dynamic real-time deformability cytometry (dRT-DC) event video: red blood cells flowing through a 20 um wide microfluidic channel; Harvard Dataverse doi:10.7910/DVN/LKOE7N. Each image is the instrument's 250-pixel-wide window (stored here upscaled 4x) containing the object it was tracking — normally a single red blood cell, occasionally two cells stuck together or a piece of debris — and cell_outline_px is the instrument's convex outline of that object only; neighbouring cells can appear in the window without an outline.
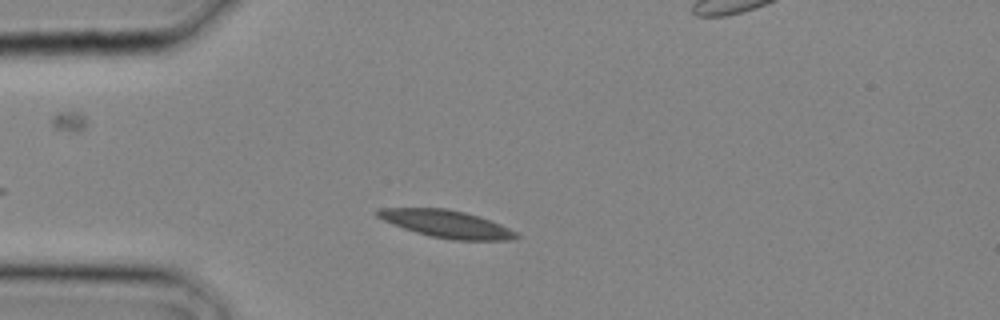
{"species": "common noctule bat (a hibernating species)", "species_latin": "Nyctalus noctula", "temperature_condition": "cold", "stored_images_in_passage": 2, "camera_frame_rate_fps": 3000, "um_per_image_px": 0.085, "animal": {"sex": "male", "body_mass_g": 20.4}, "frame": {"image": 1, "passage_image": 1, "time_ms": 0.0, "image_size_px": [1000, 320], "cell_outline_px": [[520, 236], [508, 240], [456, 240], [428, 236], [404, 228], [384, 220], [376, 216], [372, 212], [376, 208], [448, 208], [480, 216], [500, 224], [516, 232]], "centroid_in_image_um": [37.92, 19.02], "position_along_channel_um": 47.1, "area_um2": 22.14}}